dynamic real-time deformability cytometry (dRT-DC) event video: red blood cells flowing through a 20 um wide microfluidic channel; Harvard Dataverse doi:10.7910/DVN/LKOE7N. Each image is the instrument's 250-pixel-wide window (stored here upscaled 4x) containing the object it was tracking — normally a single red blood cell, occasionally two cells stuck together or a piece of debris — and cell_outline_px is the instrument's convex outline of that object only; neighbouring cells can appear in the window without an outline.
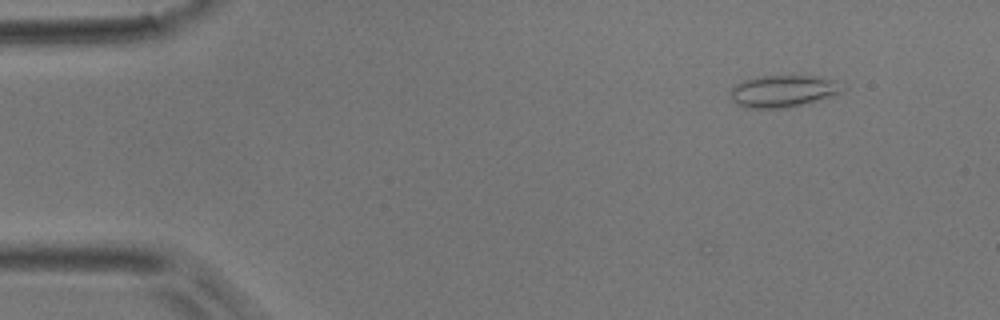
{"species": "common noctule bat (a hibernating species)", "species_latin": "Nyctalus noctula", "temperature_condition": "room temperature", "stored_images_in_passage": 2, "camera_frame_rate_fps": 3000, "um_per_image_px": 0.085, "animal": {"sex": "male", "body_mass_g": 17.9}, "frame": {"image": 1, "passage_image": 2, "time_ms": 0.333, "image_size_px": [1000, 320], "cell_outline_px": [[840, 92], [832, 96], [808, 104], [788, 108], [748, 108], [736, 104], [728, 96], [732, 88], [736, 84], [744, 80], [764, 76], [816, 76], [836, 80]], "centroid_in_image_um": [66.51, 7.77], "position_along_channel_um": 18.5, "area_um2": 20.81}}